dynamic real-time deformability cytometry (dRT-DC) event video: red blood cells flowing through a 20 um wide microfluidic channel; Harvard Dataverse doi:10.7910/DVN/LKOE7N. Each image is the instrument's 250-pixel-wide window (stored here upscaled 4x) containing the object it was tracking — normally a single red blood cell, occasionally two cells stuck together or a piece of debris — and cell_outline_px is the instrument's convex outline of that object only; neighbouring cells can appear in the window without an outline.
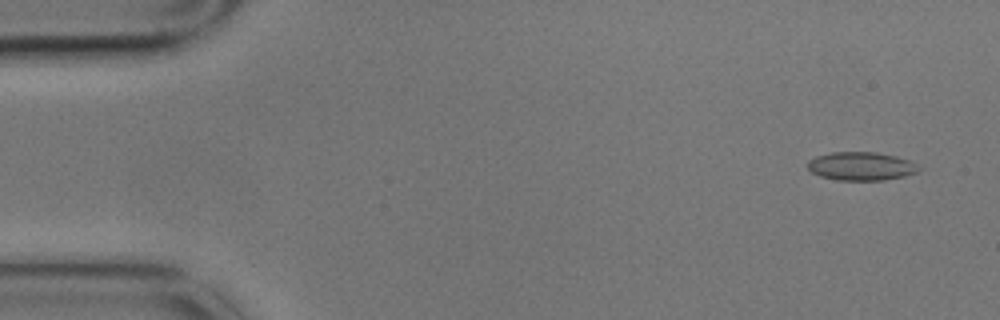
{"species": "common noctule bat (a hibernating species)", "species_latin": "Nyctalus noctula", "temperature_condition": "cold", "stored_images_in_passage": 5, "camera_frame_rate_fps": 3000, "um_per_image_px": 0.085, "animal": {"sex": "male", "body_mass_g": 17.9}, "frame": {"image": 1, "passage_image": 1, "time_ms": 0.0, "image_size_px": [1000, 320], "cell_outline_px": [[920, 168], [916, 172], [904, 176], [884, 180], [836, 180], [820, 176], [812, 172], [808, 168], [808, 160], [816, 156], [832, 152], [876, 152], [896, 156], [908, 160], [916, 164]], "centroid_in_image_um": [73.17, 14.12], "position_along_channel_um": 11.8, "area_um2": 18.32}}
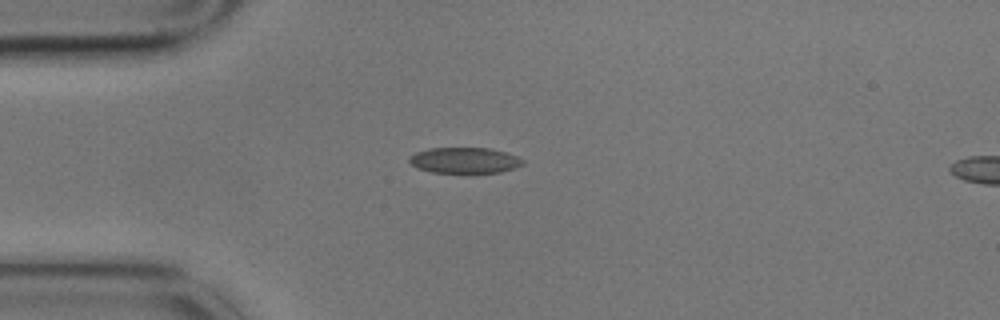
{"frame": {"image": 2, "passage_image": 4, "time_ms": 1.0, "image_size_px": [1000, 320], "cell_outline_px": [[524, 164], [516, 168], [500, 172], [468, 176], [432, 172], [416, 168], [408, 160], [408, 156], [416, 152], [428, 148], [488, 148], [504, 152], [516, 156], [524, 160]], "centroid_in_image_um": [39.48, 13.68], "position_along_channel_um": 45.5, "area_um2": 17.98}}